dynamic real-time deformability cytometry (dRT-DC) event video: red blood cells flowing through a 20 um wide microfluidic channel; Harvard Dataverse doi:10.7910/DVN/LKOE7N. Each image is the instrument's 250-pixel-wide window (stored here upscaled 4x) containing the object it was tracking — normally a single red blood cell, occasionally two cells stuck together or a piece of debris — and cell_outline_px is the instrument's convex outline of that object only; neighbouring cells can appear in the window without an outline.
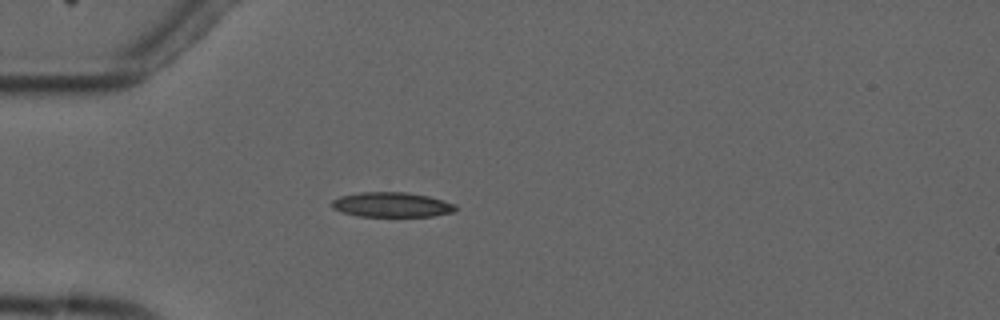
{"species": "common noctule bat (a hibernating species)", "species_latin": "Nyctalus noctula", "temperature_condition": "cold", "stored_images_in_passage": 3, "camera_frame_rate_fps": 3000, "um_per_image_px": 0.085, "animal": {"sex": "male", "forearm_length_mm": 52.5}, "frame": {"image": 1, "passage_image": 3, "time_ms": 2.333, "image_size_px": [1000, 320], "cell_outline_px": [[456, 208], [452, 212], [432, 216], [360, 216], [340, 212], [332, 208], [332, 200], [340, 196], [360, 192], [408, 192], [428, 196], [456, 204]], "centroid_in_image_um": [33.27, 17.39], "position_along_channel_um": 51.7, "area_um2": 17.86}}